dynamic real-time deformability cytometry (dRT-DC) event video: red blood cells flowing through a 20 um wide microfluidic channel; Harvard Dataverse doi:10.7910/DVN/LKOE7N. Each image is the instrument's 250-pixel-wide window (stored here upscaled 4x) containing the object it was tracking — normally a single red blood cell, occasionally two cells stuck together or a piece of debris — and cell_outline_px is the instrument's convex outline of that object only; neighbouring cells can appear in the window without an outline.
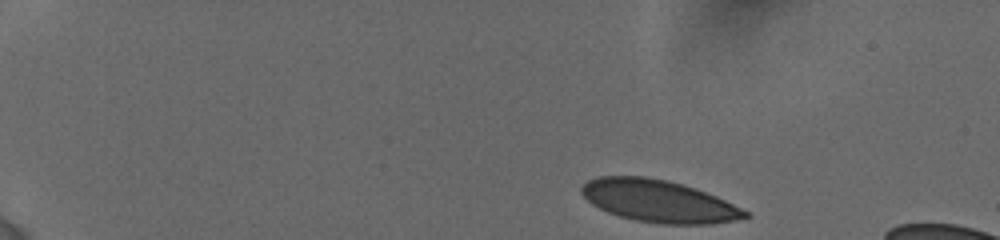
{"species": "human", "species_latin": "Homo sapiens", "temperature_condition": "cold", "stored_images_in_passage": 38, "camera_frame_rate_fps": 3000, "um_per_image_px": 0.085, "donor": {"sex": "female"}, "frame": {"image": 1, "passage_image": 1, "time_ms": 0.0, "image_size_px": [1000, 240], "cell_outline_px": [[752, 216], [712, 224], [664, 224], [636, 220], [620, 216], [608, 212], [592, 204], [580, 192], [580, 188], [588, 180], [600, 176], [648, 176], [668, 180], [696, 188], [716, 196], [748, 212]], "centroid_in_image_um": [55.97, 17.08], "position_along_channel_um": 29.0, "area_um2": 40.0}}
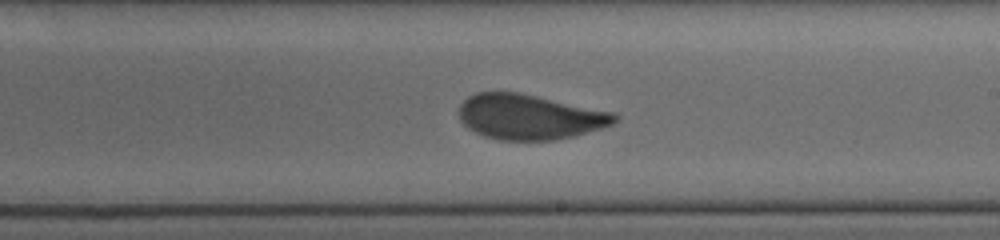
{"frame": {"image": 2, "passage_image": 21, "time_ms": 8.667, "image_size_px": [1000, 240], "cell_outline_px": [[620, 120], [612, 124], [600, 128], [572, 136], [556, 140], [500, 140], [484, 136], [468, 128], [460, 120], [460, 104], [468, 96], [476, 92], [520, 92], [616, 112], [620, 116]], "centroid_in_image_um": [45.05, 9.92], "position_along_channel_um": 244.0, "area_um2": 41.15}}
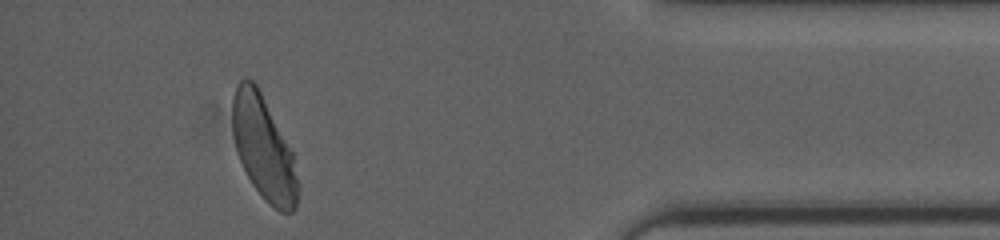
{"frame": {"image": 3, "passage_image": 37, "time_ms": 14.0, "image_size_px": [1000, 240], "cell_outline_px": [[296, 208], [292, 212], [280, 212], [264, 200], [252, 184], [240, 160], [236, 148], [232, 132], [232, 96], [236, 84], [240, 80], [252, 80], [256, 84], [292, 152], [296, 176]], "centroid_in_image_um": [22.36, 12.57], "position_along_channel_um": 412.8, "area_um2": 38.61}, "authors_computed_cell_mechanics": {"area_um2": 41.2692, "velocity_mm_per_s": 3.8067, "shape_relaxation_time_tau1_ms": 5.0443, "shape_relaxation_time_tau2_ms": null, "deformation_change_tau1": 0.152, "deformation_change_tau2": null}}